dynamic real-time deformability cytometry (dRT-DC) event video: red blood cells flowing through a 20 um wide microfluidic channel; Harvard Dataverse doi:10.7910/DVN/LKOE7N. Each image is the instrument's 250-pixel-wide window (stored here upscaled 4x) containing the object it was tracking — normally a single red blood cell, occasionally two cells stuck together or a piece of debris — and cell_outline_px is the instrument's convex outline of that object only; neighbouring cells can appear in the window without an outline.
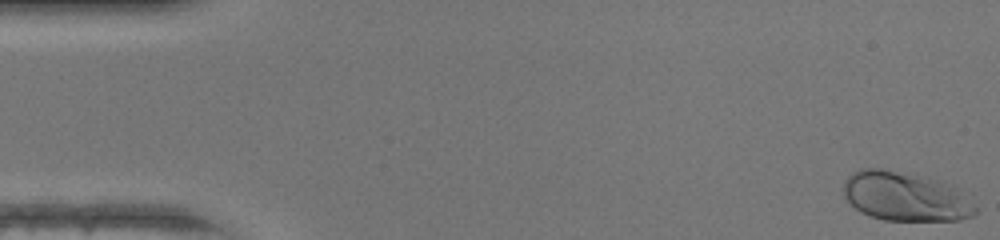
{"species": "human", "species_latin": "Homo sapiens", "temperature_condition": "warm", "stored_images_in_passage": 47, "camera_frame_rate_fps": 3000, "um_per_image_px": 0.085, "donor": {"sex": "female"}, "frame": {"image": 1, "passage_image": 1, "time_ms": 0.0, "image_size_px": [1000, 240], "cell_outline_px": [[976, 212], [972, 216], [960, 220], [884, 220], [860, 212], [844, 196], [844, 180], [852, 172], [860, 168], [880, 168], [940, 180], [948, 184], [976, 208]], "centroid_in_image_um": [76.88, 16.7], "position_along_channel_um": 8.1, "area_um2": 37.05}}
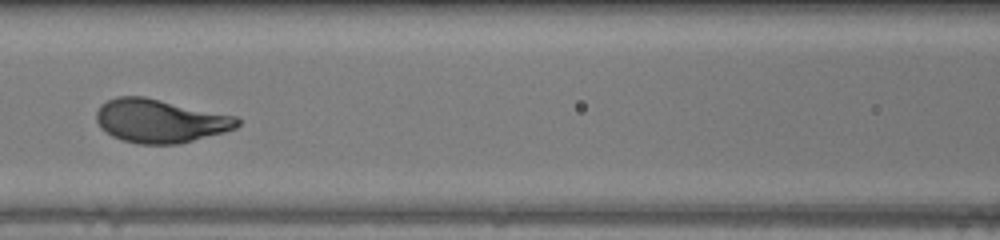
{"frame": {"image": 2, "passage_image": 21, "time_ms": 6.667, "image_size_px": [1000, 240], "cell_outline_px": [[240, 124], [236, 128], [224, 132], [176, 144], [136, 144], [112, 136], [100, 128], [96, 120], [96, 112], [100, 104], [116, 96], [144, 96], [236, 116], [240, 120]], "centroid_in_image_um": [13.58, 10.27], "position_along_channel_um": 153.0, "area_um2": 35.72}}
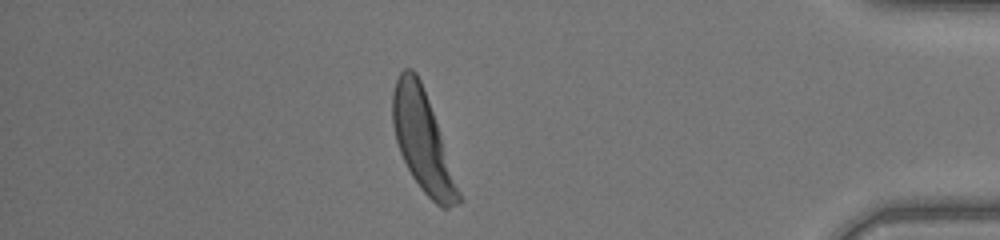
{"frame": {"image": 3, "passage_image": 41, "time_ms": 13.333, "image_size_px": [1000, 240], "cell_outline_px": [[460, 200], [456, 204], [448, 208], [440, 208], [420, 188], [412, 176], [400, 152], [396, 140], [392, 124], [392, 92], [396, 80], [400, 72], [404, 68], [412, 68], [416, 72], [420, 80], [428, 100], [460, 192]], "centroid_in_image_um": [35.87, 11.97], "position_along_channel_um": 399.3, "area_um2": 37.34}, "authors_computed_cell_mechanics": {"area_um2": 35.2002, "velocity_mm_per_s": 4.3505, "shape_relaxation_time_tau1_ms": 1.8205, "shape_relaxation_time_tau2_ms": null, "deformation_change_tau1": 0.1594, "deformation_change_tau2": null}}